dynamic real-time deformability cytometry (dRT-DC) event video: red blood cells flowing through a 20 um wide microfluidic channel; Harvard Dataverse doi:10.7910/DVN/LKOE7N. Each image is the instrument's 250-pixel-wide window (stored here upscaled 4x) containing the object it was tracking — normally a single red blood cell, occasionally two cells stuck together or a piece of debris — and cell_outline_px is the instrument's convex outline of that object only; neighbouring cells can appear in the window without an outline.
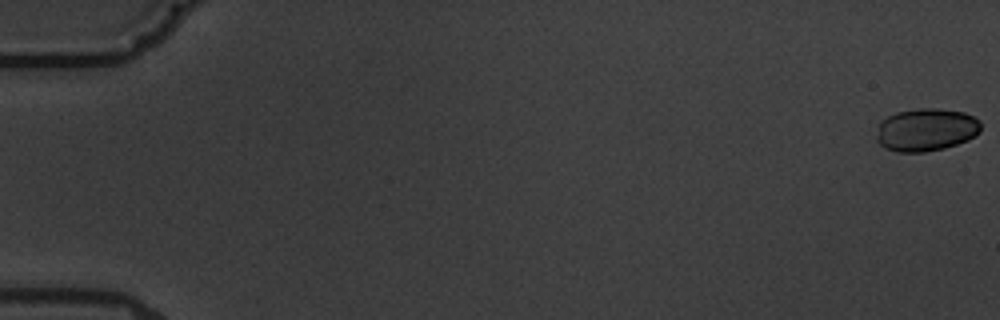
{"species": "common noctule bat (a hibernating species)", "species_latin": "Nyctalus noctula", "temperature_condition": "warm", "stored_images_in_passage": 16, "camera_frame_rate_fps": 3000, "um_per_image_px": 0.085, "animal": {"sex": "male", "body_mass_g": 19.5, "forearm_length_mm": 54.6}, "frame": {"image": 1, "passage_image": 1, "time_ms": 0.0, "image_size_px": [1000, 320], "cell_outline_px": [[980, 132], [976, 136], [968, 140], [944, 148], [924, 152], [896, 152], [884, 148], [876, 140], [876, 136], [880, 120], [896, 112], [920, 108], [936, 108], [964, 112], [980, 120]], "centroid_in_image_um": [78.71, 11.03], "position_along_channel_um": 6.3, "area_um2": 26.24}}
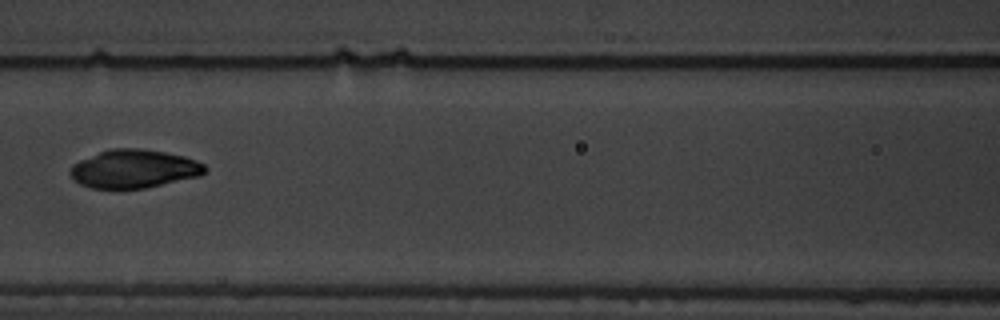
{"frame": {"image": 2, "passage_image": 8, "time_ms": 9.0, "image_size_px": [1000, 320], "cell_outline_px": [[208, 168], [200, 176], [144, 188], [92, 188], [80, 184], [72, 180], [68, 172], [72, 164], [80, 160], [100, 152], [112, 148], [136, 148], [164, 152], [184, 156], [196, 160], [204, 164]], "centroid_in_image_um": [11.37, 14.35], "position_along_channel_um": 155.2, "area_um2": 30.06}}
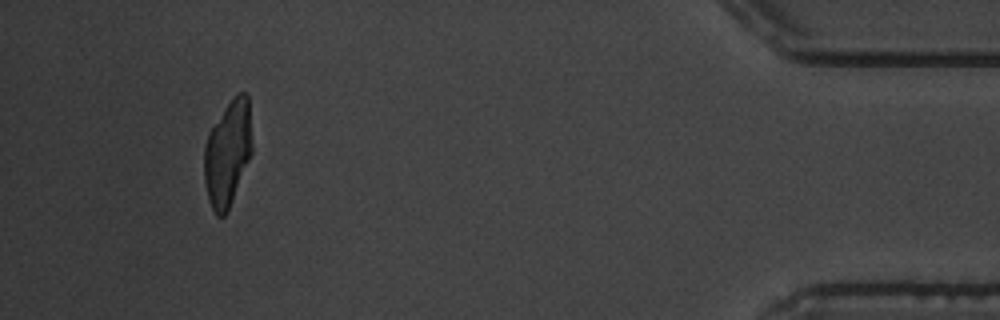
{"frame": {"image": 3, "passage_image": 15, "time_ms": 18.0, "image_size_px": [1000, 320], "cell_outline_px": [[252, 152], [228, 212], [224, 216], [216, 216], [208, 200], [204, 180], [204, 148], [208, 132], [232, 96], [236, 92], [244, 92], [248, 96], [252, 144]], "centroid_in_image_um": [19.34, 13.02], "position_along_channel_um": 415.9, "area_um2": 29.71}, "authors_computed_cell_mechanics": {"area_um2": 29.7959, "velocity_mm_per_s": 3.5773, "shape_relaxation_time_tau1_ms": 2.517, "shape_relaxation_time_tau2_ms": null, "deformation_change_tau1": 0.075, "deformation_change_tau2": null}}